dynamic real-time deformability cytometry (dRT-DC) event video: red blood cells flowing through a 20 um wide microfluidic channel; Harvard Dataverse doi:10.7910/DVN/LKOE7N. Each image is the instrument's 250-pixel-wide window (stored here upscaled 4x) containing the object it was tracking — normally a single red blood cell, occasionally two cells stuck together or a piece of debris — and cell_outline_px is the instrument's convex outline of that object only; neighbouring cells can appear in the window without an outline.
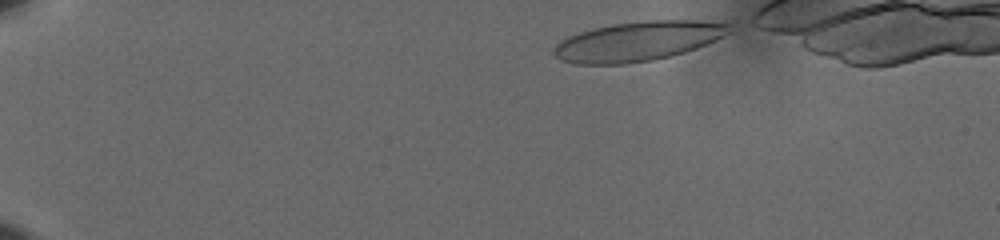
{"species": "human", "species_latin": "Homo sapiens", "temperature_condition": "cold", "stored_images_in_passage": 43, "camera_frame_rate_fps": 3000, "um_per_image_px": 0.085, "donor": {"sex": "male"}, "frame": {"image": 1, "passage_image": 1, "time_ms": 0.0, "image_size_px": [1000, 240], "cell_outline_px": [[728, 32], [716, 40], [696, 48], [684, 52], [652, 60], [628, 64], [576, 64], [560, 60], [552, 52], [552, 48], [560, 40], [568, 36], [592, 28], [612, 24], [644, 20], [696, 20], [728, 24]], "centroid_in_image_um": [54.14, 3.51], "position_along_channel_um": 30.9, "area_um2": 40.23}}
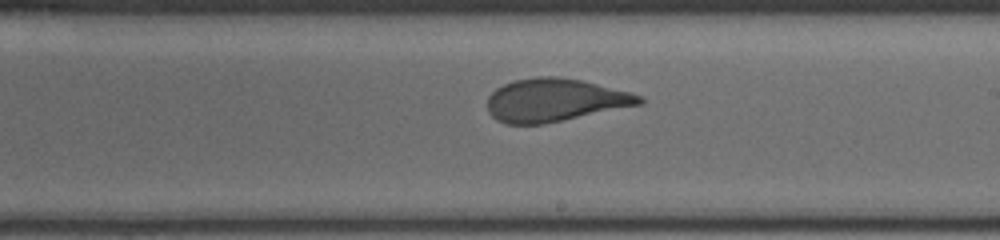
{"frame": {"image": 2, "passage_image": 27, "time_ms": 8.667, "image_size_px": [1000, 240], "cell_outline_px": [[644, 100], [640, 104], [540, 124], [504, 124], [496, 120], [488, 112], [488, 96], [496, 88], [512, 80], [536, 76], [560, 76], [580, 80], [628, 92], [640, 96]], "centroid_in_image_um": [47.06, 8.49], "position_along_channel_um": 241.9, "area_um2": 37.51}}
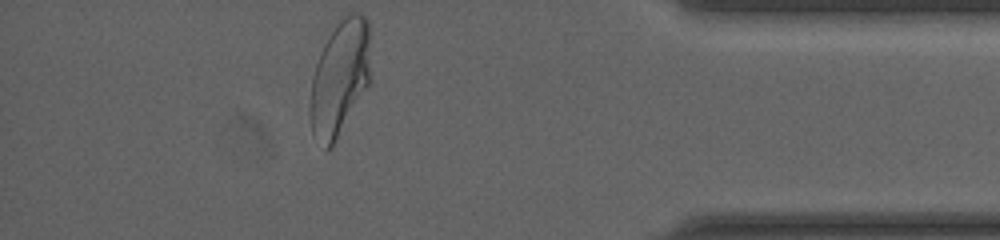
{"frame": {"image": 3, "passage_image": 43, "time_ms": 14.0, "image_size_px": [1000, 240], "cell_outline_px": [[368, 84], [332, 148], [328, 148], [312, 132], [308, 112], [312, 76], [320, 52], [328, 36], [340, 20], [348, 12], [356, 12], [364, 16], [368, 20]], "centroid_in_image_um": [28.83, 6.61], "position_along_channel_um": 406.4, "area_um2": 39.82}, "authors_computed_cell_mechanics": {"area_um2": 39.8242, "velocity_mm_per_s": 3.6085, "shape_relaxation_time_tau1_ms": 7.5244, "shape_relaxation_time_tau2_ms": 1.0257, "deformation_change_tau1": 0.2523, "deformation_change_tau2": 0.0646}}